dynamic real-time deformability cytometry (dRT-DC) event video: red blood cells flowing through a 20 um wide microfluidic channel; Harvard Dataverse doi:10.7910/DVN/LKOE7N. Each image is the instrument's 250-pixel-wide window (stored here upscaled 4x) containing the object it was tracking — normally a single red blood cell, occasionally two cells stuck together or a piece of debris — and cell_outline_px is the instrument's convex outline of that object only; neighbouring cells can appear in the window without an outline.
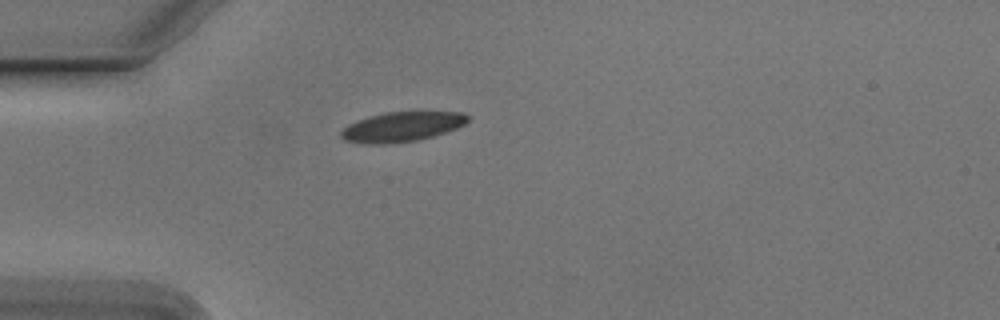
{"species": "Egyptian fruit bat (a non-hibernating species)", "species_latin": "Rousettus aegyptiacus", "temperature_condition": "cold", "stored_images_in_passage": 33, "camera_frame_rate_fps": 3000, "um_per_image_px": 0.085, "animal": {"sex": "male"}, "frame": {"image": 1, "passage_image": 1, "time_ms": 0.0, "image_size_px": [1000, 320], "cell_outline_px": [[468, 120], [464, 124], [456, 128], [432, 136], [416, 140], [388, 144], [364, 144], [344, 140], [340, 136], [340, 132], [348, 124], [356, 120], [368, 116], [384, 112], [464, 112], [468, 116]], "centroid_in_image_um": [34.1, 10.77], "position_along_channel_um": 50.9, "area_um2": 21.96}}
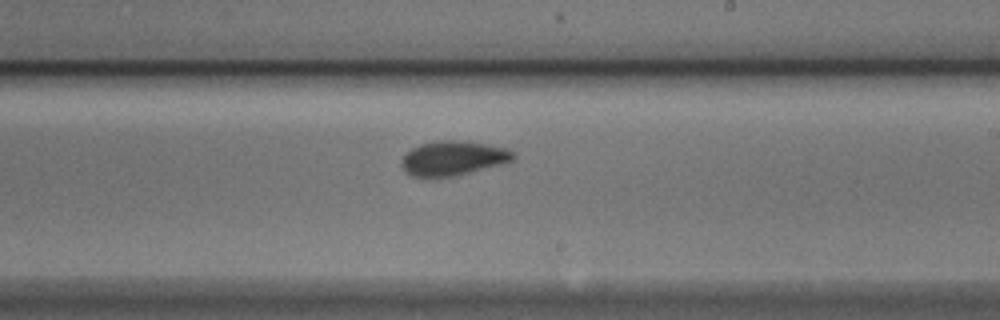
{"frame": {"image": 2, "passage_image": 18, "time_ms": 5.667, "image_size_px": [1000, 320], "cell_outline_px": [[516, 156], [512, 160], [500, 164], [456, 176], [412, 176], [404, 172], [400, 164], [404, 156], [412, 148], [420, 144], [440, 140], [456, 140], [484, 144], [504, 148], [516, 152]], "centroid_in_image_um": [38.49, 13.44], "position_along_channel_um": 250.5, "area_um2": 22.14}}
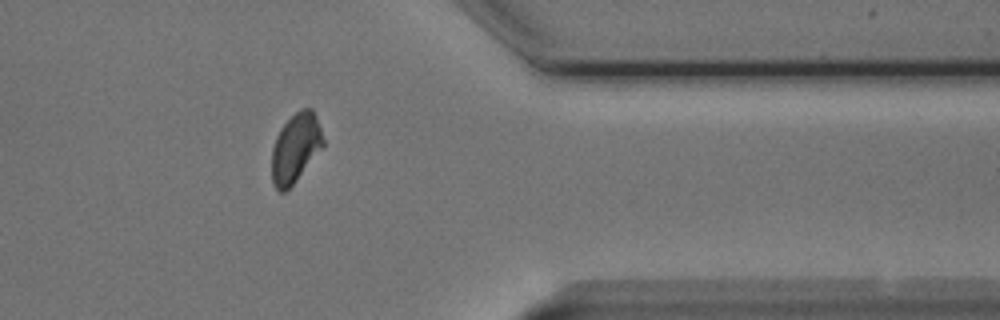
{"frame": {"image": 3, "passage_image": 30, "time_ms": 9.667, "image_size_px": [1000, 320], "cell_outline_px": [[324, 144], [296, 180], [284, 192], [280, 192], [272, 184], [272, 148], [276, 136], [280, 128], [300, 108], [312, 108], [316, 116], [324, 140]], "centroid_in_image_um": [25.1, 12.56], "position_along_channel_um": 386.3, "area_um2": 20.35}, "authors_computed_cell_mechanics": {"area_um2": 21.9062, "velocity_mm_per_s": 3.7526, "shape_relaxation_time_tau1_ms": 2.7218, "shape_relaxation_time_tau2_ms": null, "deformation_change_tau1": 0.1196, "deformation_change_tau2": null}}